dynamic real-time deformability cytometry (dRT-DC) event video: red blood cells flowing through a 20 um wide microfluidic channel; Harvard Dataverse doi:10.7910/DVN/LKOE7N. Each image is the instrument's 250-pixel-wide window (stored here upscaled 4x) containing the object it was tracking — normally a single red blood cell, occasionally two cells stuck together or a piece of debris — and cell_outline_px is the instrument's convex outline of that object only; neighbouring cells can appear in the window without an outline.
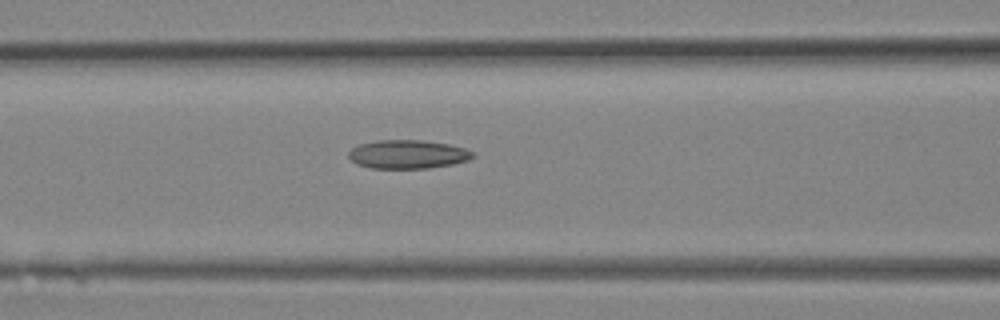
{"species": "Egyptian fruit bat (a non-hibernating species)", "species_latin": "Rousettus aegyptiacus", "temperature_condition": "room temperature", "stored_images_in_passage": 14, "camera_frame_rate_fps": 3000, "um_per_image_px": 0.085, "animal": {"sex": "female"}, "frame": {"image": 1, "passage_image": 12, "time_ms": 3.667, "image_size_px": [1000, 320], "cell_outline_px": [[476, 156], [468, 160], [452, 164], [428, 168], [372, 168], [356, 164], [348, 156], [348, 152], [352, 148], [360, 144], [376, 140], [420, 140], [448, 144], [464, 148], [472, 152]], "centroid_in_image_um": [34.64, 13.11], "position_along_channel_um": 132.0, "area_um2": 20.63}}
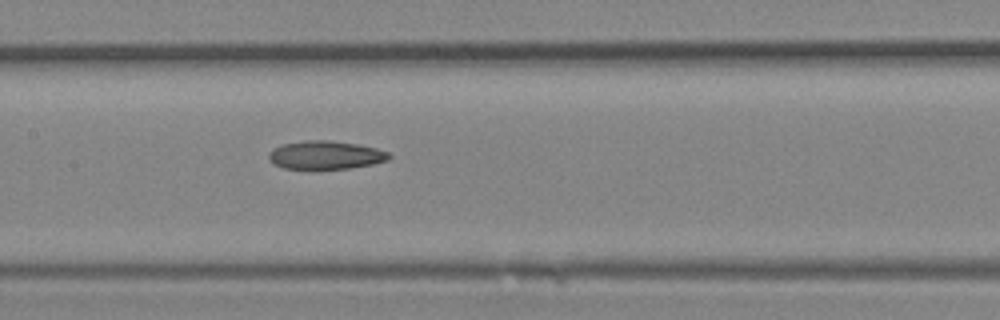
{"frame": {"image": 2, "passage_image": 14, "time_ms": 4.333, "image_size_px": [1000, 320], "cell_outline_px": [[392, 156], [388, 160], [372, 164], [352, 168], [284, 168], [276, 164], [268, 156], [272, 148], [280, 144], [308, 140], [328, 140], [356, 144], [376, 148], [388, 152]], "centroid_in_image_um": [27.69, 13.16], "position_along_channel_um": 179.7, "area_um2": 19.59}}